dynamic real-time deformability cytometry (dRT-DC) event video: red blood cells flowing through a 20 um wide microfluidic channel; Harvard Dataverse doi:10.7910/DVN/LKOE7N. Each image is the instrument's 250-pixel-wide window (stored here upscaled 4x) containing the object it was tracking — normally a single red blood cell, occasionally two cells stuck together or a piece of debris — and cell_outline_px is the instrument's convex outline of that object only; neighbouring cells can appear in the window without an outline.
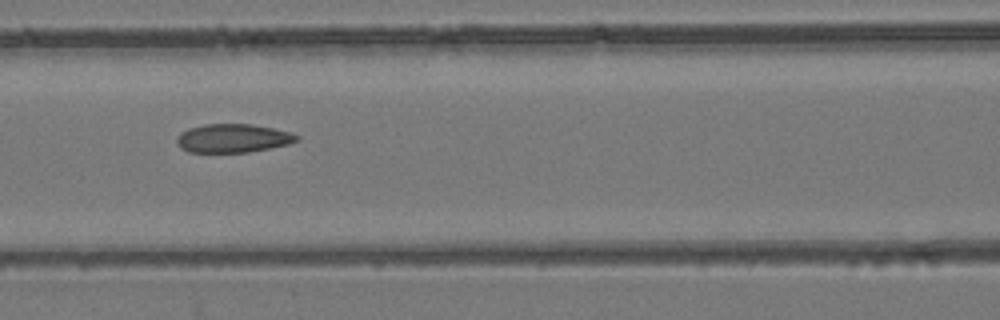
{"species": "common noctule bat (a hibernating species)", "species_latin": "Nyctalus noctula", "temperature_condition": "room temperature", "stored_images_in_passage": 7, "camera_frame_rate_fps": 3000, "um_per_image_px": 0.085, "animal": {"sex": "female", "body_mass_g": 24.6, "forearm_length_mm": 56.2}, "frame": {"image": 1, "passage_image": 4, "time_ms": 1.0, "image_size_px": [1000, 320], "cell_outline_px": [[300, 140], [288, 144], [248, 152], [188, 152], [180, 148], [176, 144], [176, 140], [180, 132], [188, 128], [204, 124], [252, 124], [272, 128], [288, 132], [300, 136]], "centroid_in_image_um": [19.76, 11.75], "position_along_channel_um": 146.8, "area_um2": 20.0}}
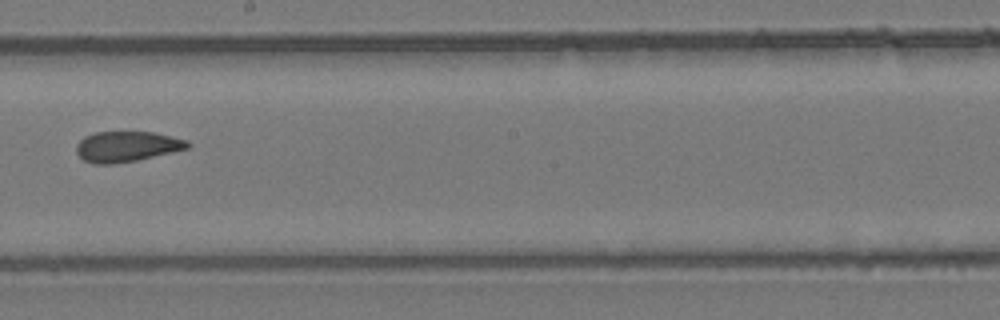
{"frame": {"image": 2, "passage_image": 6, "time_ms": 1.667, "image_size_px": [1000, 320], "cell_outline_px": [[192, 144], [188, 148], [172, 152], [136, 160], [112, 164], [92, 164], [84, 160], [76, 152], [76, 144], [84, 136], [96, 132], [152, 132], [172, 136], [188, 140]], "centroid_in_image_um": [10.77, 12.45], "position_along_channel_um": 237.4, "area_um2": 19.77}}
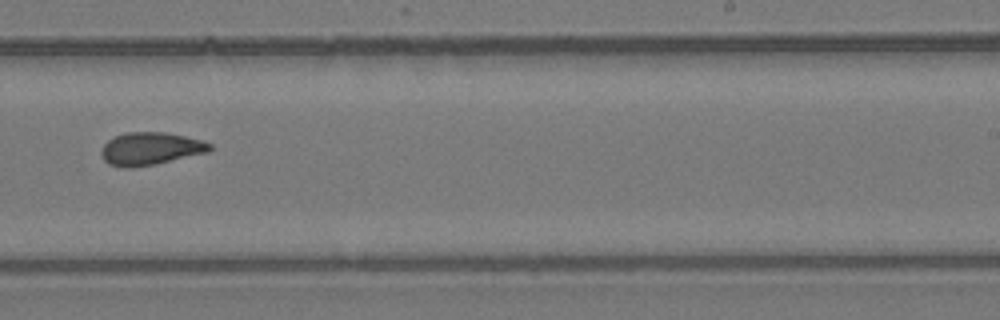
{"frame": {"image": 3, "passage_image": 7, "time_ms": 2.0, "image_size_px": [1000, 320], "cell_outline_px": [[212, 148], [208, 152], [152, 164], [132, 168], [128, 168], [108, 164], [104, 160], [100, 152], [104, 144], [108, 140], [116, 136], [128, 132], [164, 132], [184, 136], [200, 140], [212, 144]], "centroid_in_image_um": [12.76, 12.63], "position_along_channel_um": 276.2, "area_um2": 20.35}}